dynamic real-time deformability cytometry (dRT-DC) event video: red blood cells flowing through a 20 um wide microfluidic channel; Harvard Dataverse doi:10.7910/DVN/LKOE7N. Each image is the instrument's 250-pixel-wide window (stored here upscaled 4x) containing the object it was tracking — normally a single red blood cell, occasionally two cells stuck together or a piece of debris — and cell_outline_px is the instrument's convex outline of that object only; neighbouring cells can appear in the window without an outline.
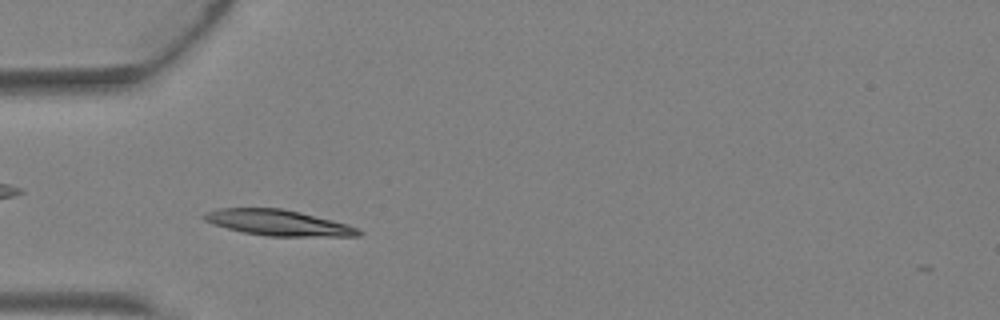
{"species": "Egyptian fruit bat (a non-hibernating species)", "species_latin": "Rousettus aegyptiacus", "temperature_condition": "warm", "stored_images_in_passage": 5, "camera_frame_rate_fps": 3000, "um_per_image_px": 0.085, "animal": {"sex": "female"}, "frame": {"image": 1, "passage_image": 4, "time_ms": 1.0, "image_size_px": [1000, 320], "cell_outline_px": [[364, 232], [360, 236], [268, 236], [244, 232], [228, 228], [204, 220], [200, 216], [204, 212], [220, 208], [280, 208], [300, 212], [348, 224], [360, 228]], "centroid_in_image_um": [23.68, 18.93], "position_along_channel_um": 61.3, "area_um2": 23.12}}
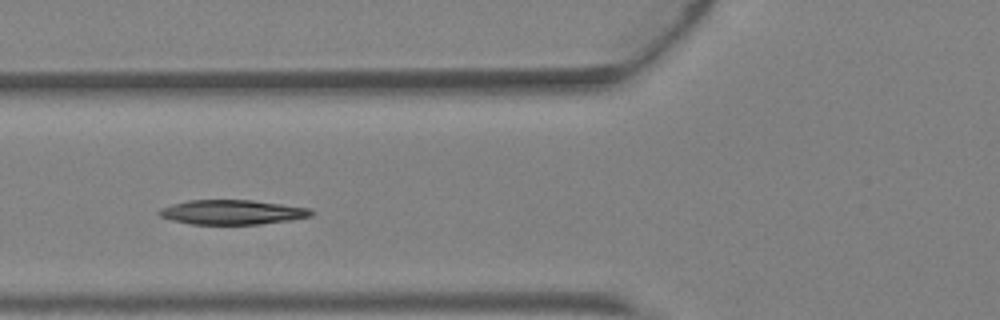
{"frame": {"image": 2, "passage_image": 5, "time_ms": 1.333, "image_size_px": [1000, 320], "cell_outline_px": [[312, 216], [288, 220], [260, 224], [192, 224], [172, 220], [160, 216], [156, 212], [160, 208], [172, 204], [188, 200], [252, 200], [308, 208], [312, 212]], "centroid_in_image_um": [19.67, 18.03], "position_along_channel_um": 106.1, "area_um2": 21.56}}